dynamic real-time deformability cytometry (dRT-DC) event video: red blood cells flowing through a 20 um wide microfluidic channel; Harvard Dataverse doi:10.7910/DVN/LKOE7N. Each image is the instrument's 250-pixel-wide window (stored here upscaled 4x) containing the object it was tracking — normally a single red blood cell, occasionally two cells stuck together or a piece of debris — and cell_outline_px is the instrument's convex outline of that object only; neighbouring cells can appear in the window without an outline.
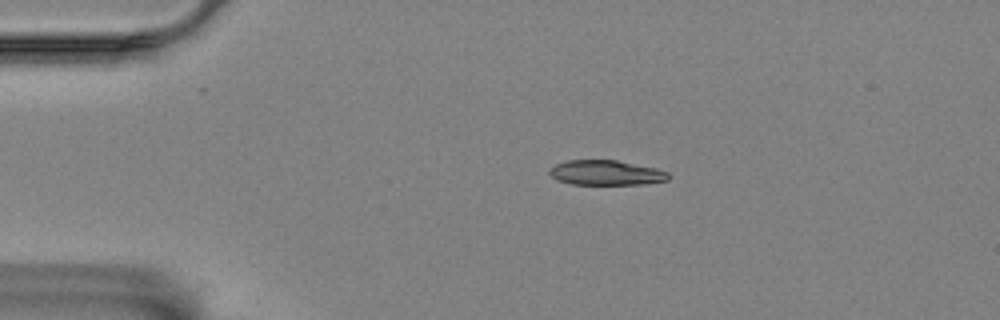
{"species": "Egyptian fruit bat (a non-hibernating species)", "species_latin": "Rousettus aegyptiacus", "temperature_condition": "room temperature", "stored_images_in_passage": 46, "camera_frame_rate_fps": 3000, "um_per_image_px": 0.085, "animal": {"sex": "female"}, "frame": {"image": 1, "passage_image": 1, "time_ms": 0.0, "image_size_px": [1000, 320], "cell_outline_px": [[668, 180], [644, 184], [572, 184], [556, 180], [548, 172], [548, 168], [556, 164], [568, 160], [616, 160], [656, 168], [668, 172]], "centroid_in_image_um": [51.48, 14.68], "position_along_channel_um": 33.5, "area_um2": 17.22}}
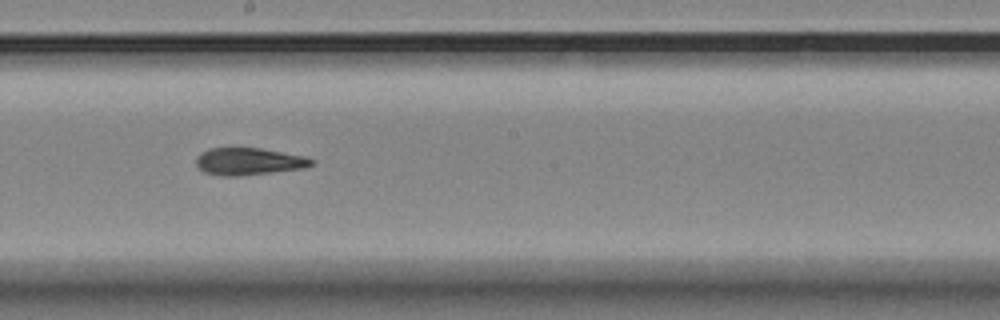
{"frame": {"image": 2, "passage_image": 21, "time_ms": 6.667, "image_size_px": [1000, 320], "cell_outline_px": [[316, 160], [312, 164], [304, 168], [236, 176], [224, 176], [204, 172], [196, 164], [196, 156], [200, 152], [208, 148], [260, 148], [308, 156]], "centroid_in_image_um": [21.16, 13.7], "position_along_channel_um": 227.0, "area_um2": 18.32}}
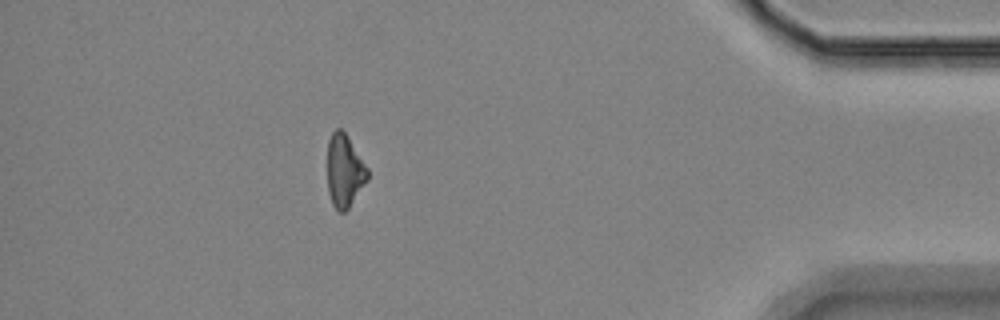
{"frame": {"image": 3, "passage_image": 40, "time_ms": 13.0, "image_size_px": [1000, 320], "cell_outline_px": [[368, 180], [348, 208], [344, 212], [340, 212], [332, 204], [328, 192], [328, 140], [332, 132], [336, 128], [340, 128], [348, 136], [368, 168]], "centroid_in_image_um": [29.29, 14.51], "position_along_channel_um": 405.9, "area_um2": 16.99}, "authors_computed_cell_mechanics": {"area_um2": 18.2359, "velocity_mm_per_s": 3.5298, "shape_relaxation_time_tau1_ms": 10.9683, "shape_relaxation_time_tau2_ms": 2.951, "deformation_change_tau1": 0.2391, "deformation_change_tau2": 0.1098}}